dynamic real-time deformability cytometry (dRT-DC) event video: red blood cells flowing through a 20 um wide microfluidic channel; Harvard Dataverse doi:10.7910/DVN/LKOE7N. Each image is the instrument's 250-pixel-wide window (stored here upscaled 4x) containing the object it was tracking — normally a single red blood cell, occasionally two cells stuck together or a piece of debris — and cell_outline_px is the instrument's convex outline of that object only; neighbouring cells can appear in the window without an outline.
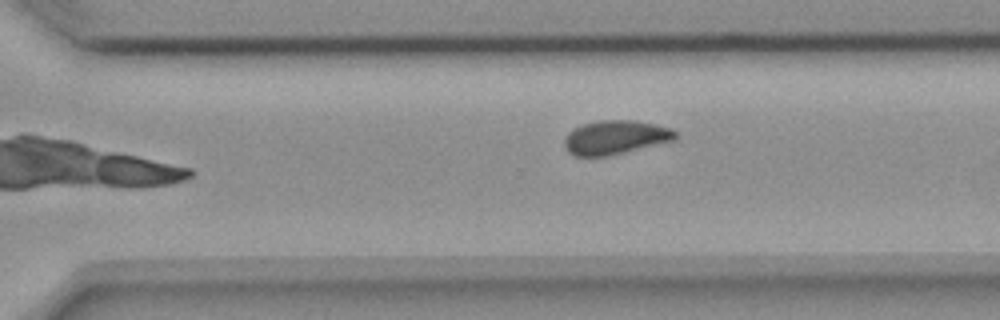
{"species": "common noctule bat (a hibernating species)", "species_latin": "Nyctalus noctula", "temperature_condition": "room temperature", "stored_images_in_passage": 15, "camera_frame_rate_fps": 3000, "um_per_image_px": 0.085, "animal": {"sex": "female", "body_mass_g": 18.4}, "frame": {"image": 1, "passage_image": 11, "time_ms": 3.333, "image_size_px": [1000, 320], "cell_outline_px": [[676, 136], [672, 140], [608, 156], [576, 156], [568, 152], [564, 148], [564, 140], [568, 132], [584, 124], [600, 120], [636, 120], [656, 124], [672, 128], [676, 132]], "centroid_in_image_um": [52.28, 11.67], "position_along_channel_um": 318.3, "area_um2": 21.73}}
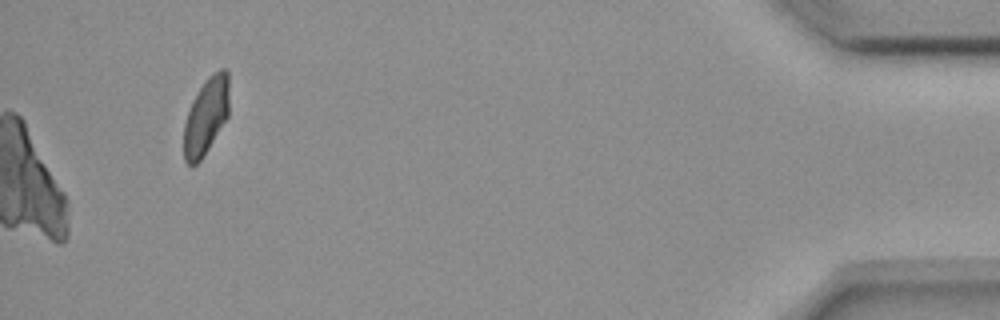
{"frame": {"image": 2, "passage_image": 15, "time_ms": 4.667, "image_size_px": [1000, 320], "cell_outline_px": [[228, 116], [208, 148], [200, 160], [196, 164], [188, 164], [184, 160], [184, 124], [192, 100], [208, 76], [212, 72], [220, 68], [224, 68], [228, 72]], "centroid_in_image_um": [17.51, 9.83], "position_along_channel_um": 417.7, "area_um2": 20.0}}